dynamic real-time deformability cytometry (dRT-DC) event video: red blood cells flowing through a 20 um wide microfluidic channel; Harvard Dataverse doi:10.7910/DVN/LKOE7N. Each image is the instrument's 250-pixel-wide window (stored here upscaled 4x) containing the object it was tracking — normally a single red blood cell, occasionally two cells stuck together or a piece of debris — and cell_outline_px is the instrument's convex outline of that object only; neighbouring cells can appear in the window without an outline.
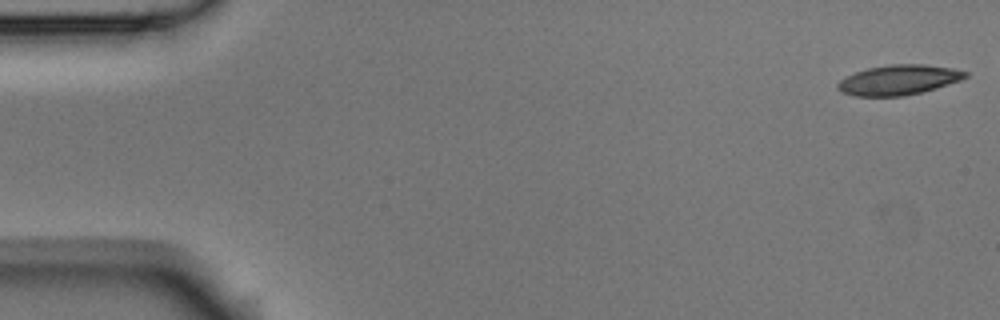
{"species": "Egyptian fruit bat (a non-hibernating species)", "species_latin": "Rousettus aegyptiacus", "temperature_condition": "room temperature", "stored_images_in_passage": 5, "segment_of_instrument_passage": [2, 2], "camera_frame_rate_fps": 3000, "um_per_image_px": 0.085, "animal": {"sex": "male"}, "frame": {"image": 1, "passage_image": 5, "time_ms": 1.333, "image_size_px": [1000, 320], "cell_outline_px": [[968, 76], [960, 80], [936, 88], [904, 96], [852, 96], [840, 92], [836, 88], [836, 84], [840, 80], [856, 72], [868, 68], [888, 64], [924, 64], [952, 68], [968, 72]], "centroid_in_image_um": [76.36, 6.79], "position_along_channel_um": 8.6, "area_um2": 22.31}}